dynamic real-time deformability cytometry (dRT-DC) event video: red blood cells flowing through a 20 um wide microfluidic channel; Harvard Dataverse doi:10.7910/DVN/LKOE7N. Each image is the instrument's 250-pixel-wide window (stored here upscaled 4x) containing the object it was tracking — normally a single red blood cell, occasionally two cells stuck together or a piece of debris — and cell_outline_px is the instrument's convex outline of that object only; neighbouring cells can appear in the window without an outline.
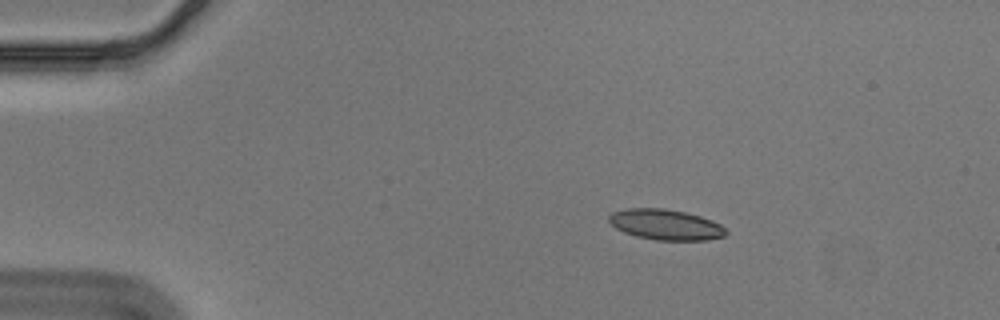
{"species": "Egyptian fruit bat (a non-hibernating species)", "species_latin": "Rousettus aegyptiacus", "temperature_condition": "cold", "stored_images_in_passage": 8, "camera_frame_rate_fps": 3000, "um_per_image_px": 0.085, "animal": {"sex": "male"}, "frame": {"image": 1, "passage_image": 1, "time_ms": 0.0, "image_size_px": [1000, 320], "cell_outline_px": [[728, 232], [724, 236], [708, 240], [656, 240], [636, 236], [624, 232], [616, 228], [608, 220], [608, 216], [612, 212], [628, 208], [664, 208], [684, 212], [700, 216], [712, 220], [720, 224]], "centroid_in_image_um": [56.58, 19.09], "position_along_channel_um": 28.4, "area_um2": 20.81}}